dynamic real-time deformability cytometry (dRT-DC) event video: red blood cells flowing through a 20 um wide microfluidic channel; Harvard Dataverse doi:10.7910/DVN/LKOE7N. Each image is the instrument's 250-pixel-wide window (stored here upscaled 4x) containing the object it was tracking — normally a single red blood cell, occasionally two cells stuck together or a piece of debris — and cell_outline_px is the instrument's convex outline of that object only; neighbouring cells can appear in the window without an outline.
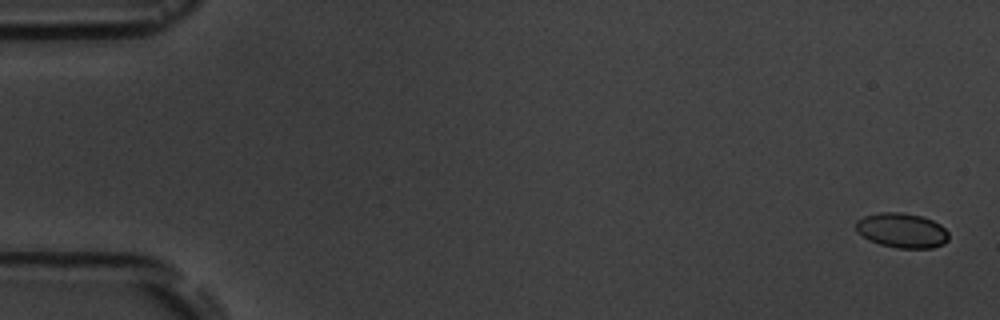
{"species": "common noctule bat (a hibernating species)", "species_latin": "Nyctalus noctula", "temperature_condition": "room temperature", "stored_images_in_passage": 5, "camera_frame_rate_fps": 3000, "um_per_image_px": 0.085, "animal": {"sex": "male", "body_mass_g": 19.5, "forearm_length_mm": 54.6}, "frame": {"image": 1, "passage_image": 1, "time_ms": 0.0, "image_size_px": [1000, 320], "cell_outline_px": [[948, 240], [944, 244], [932, 248], [896, 248], [880, 244], [868, 240], [856, 232], [856, 220], [864, 216], [880, 212], [900, 212], [920, 216], [932, 220], [940, 224], [948, 232]], "centroid_in_image_um": [76.64, 19.59], "position_along_channel_um": 8.4, "area_um2": 18.9}}
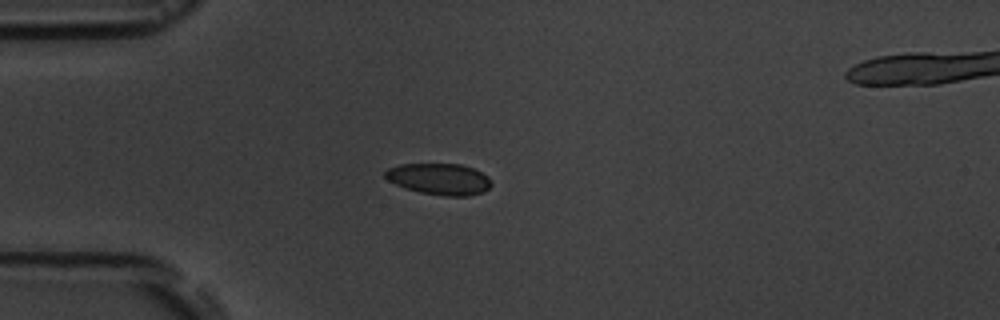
{"frame": {"image": 2, "passage_image": 5, "time_ms": 4.667, "image_size_px": [1000, 320], "cell_outline_px": [[492, 184], [484, 192], [468, 196], [444, 196], [420, 192], [404, 188], [388, 180], [384, 176], [384, 172], [388, 168], [400, 164], [460, 164], [472, 168], [488, 176]], "centroid_in_image_um": [37.33, 15.22], "position_along_channel_um": 47.7, "area_um2": 19.42}}